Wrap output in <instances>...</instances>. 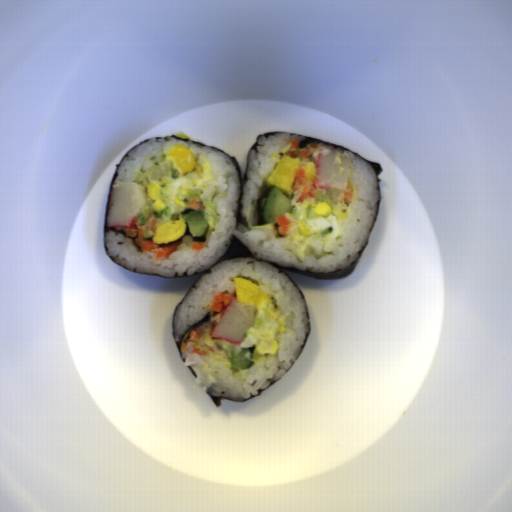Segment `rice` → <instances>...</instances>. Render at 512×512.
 I'll list each match as a JSON object with an SVG mask.
<instances>
[{
	"instance_id": "rice-1",
	"label": "rice",
	"mask_w": 512,
	"mask_h": 512,
	"mask_svg": "<svg viewBox=\"0 0 512 512\" xmlns=\"http://www.w3.org/2000/svg\"><path fill=\"white\" fill-rule=\"evenodd\" d=\"M240 275L254 279L270 290L279 304L286 320L287 329L276 333L278 349L246 370L226 368L206 360L197 353L182 351L186 367H191L198 387L214 396L226 397L232 401H245L260 394L271 386L272 381L287 373L297 359L309 320L305 301L294 285L277 268L257 259L229 260L218 264L210 273L202 276L196 287L185 297L176 311L174 332L177 341L206 313L210 319L198 329L201 332L214 328L221 311H212L215 295L234 294L233 276ZM200 332V333H201Z\"/></svg>"
},
{
	"instance_id": "rice-2",
	"label": "rice",
	"mask_w": 512,
	"mask_h": 512,
	"mask_svg": "<svg viewBox=\"0 0 512 512\" xmlns=\"http://www.w3.org/2000/svg\"><path fill=\"white\" fill-rule=\"evenodd\" d=\"M185 145L193 154L203 155L212 168L203 200L215 204L217 219L207 229L203 249L194 250L191 235L184 234L176 249L166 258L143 251L132 237L121 233H105L106 250L119 265L135 273L175 277L203 273L229 249L237 228L242 191L241 177L236 163L222 152L169 138H151L129 152L117 172L121 181L144 184L158 177L169 175L172 168L167 159L169 151Z\"/></svg>"
},
{
	"instance_id": "rice-3",
	"label": "rice",
	"mask_w": 512,
	"mask_h": 512,
	"mask_svg": "<svg viewBox=\"0 0 512 512\" xmlns=\"http://www.w3.org/2000/svg\"><path fill=\"white\" fill-rule=\"evenodd\" d=\"M308 137L274 132L259 137L257 152L250 150L247 160L249 181L244 183L242 208L249 228L238 222L234 236L257 257L280 265L312 272H334L349 268L359 257V250L367 243L377 218L380 188L379 176L371 164L357 154H351L354 166V185L350 210L328 256L298 258L289 250L288 241L278 233V223L259 224L258 207L262 195L270 188L268 177L285 154H290L293 140L301 142Z\"/></svg>"
}]
</instances>
